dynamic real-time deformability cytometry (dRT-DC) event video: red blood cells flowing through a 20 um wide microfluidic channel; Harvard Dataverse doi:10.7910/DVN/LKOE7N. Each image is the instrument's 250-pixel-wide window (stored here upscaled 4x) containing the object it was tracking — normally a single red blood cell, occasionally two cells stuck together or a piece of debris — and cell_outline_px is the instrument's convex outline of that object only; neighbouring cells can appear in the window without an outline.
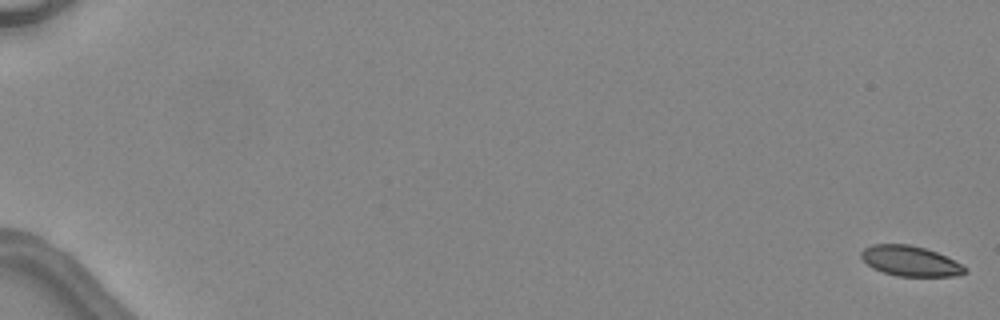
{"species": "common noctule bat (a hibernating species)", "species_latin": "Nyctalus noctula", "temperature_condition": "warm", "stored_images_in_passage": 15, "camera_frame_rate_fps": 3000, "um_per_image_px": 0.085, "animal": {"sex": "female", "body_mass_g": 24.6, "forearm_length_mm": 56.2}, "frame": {"image": 1, "passage_image": 1, "time_ms": 0.0, "image_size_px": [1000, 320], "cell_outline_px": [[968, 272], [956, 276], [896, 276], [872, 268], [860, 256], [860, 252], [864, 248], [872, 244], [908, 244], [924, 248], [936, 252], [968, 268]], "centroid_in_image_um": [77.36, 22.19], "position_along_channel_um": 7.6, "area_um2": 18.15}}